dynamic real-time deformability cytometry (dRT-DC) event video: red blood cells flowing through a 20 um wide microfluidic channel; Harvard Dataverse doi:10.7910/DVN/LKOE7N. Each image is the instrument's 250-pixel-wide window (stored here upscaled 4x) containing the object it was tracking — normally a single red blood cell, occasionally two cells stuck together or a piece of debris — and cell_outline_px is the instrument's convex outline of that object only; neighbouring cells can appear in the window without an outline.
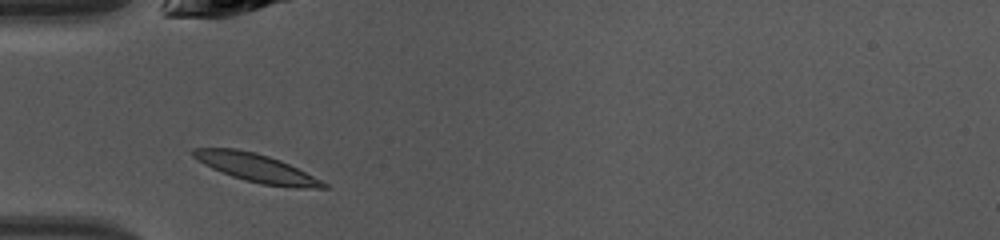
{"species": "common noctule bat (a hibernating species)", "species_latin": "Nyctalus noctula", "temperature_condition": "warm", "stored_images_in_passage": 33, "camera_frame_rate_fps": 3000, "um_per_image_px": 0.085, "animal": {"sex": "female", "body_mass_g": 10.0, "forearm_length_mm": 53.1}, "frame": {"image": 1, "passage_image": 1, "time_ms": 0.0, "image_size_px": [1000, 240], "cell_outline_px": [[328, 188], [296, 188], [260, 184], [244, 180], [232, 176], [212, 168], [204, 164], [192, 156], [192, 148], [236, 148], [256, 152], [280, 160], [328, 184]], "centroid_in_image_um": [21.76, 14.27], "position_along_channel_um": 63.2, "area_um2": 21.21}}
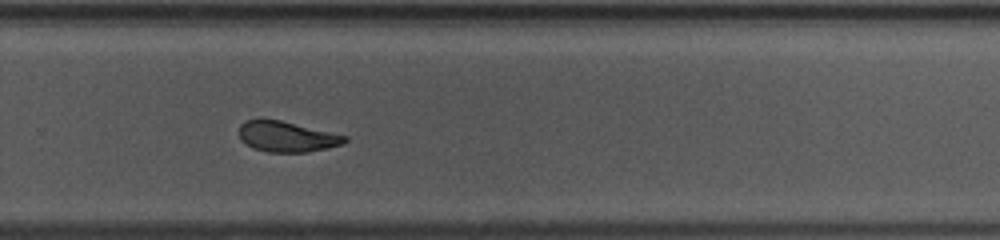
{"frame": {"image": 2, "passage_image": 18, "time_ms": 5.667, "image_size_px": [1000, 240], "cell_outline_px": [[348, 140], [344, 144], [328, 148], [308, 152], [268, 152], [252, 148], [244, 144], [240, 140], [240, 124], [244, 120], [280, 120], [348, 136]], "centroid_in_image_um": [24.39, 11.63], "position_along_channel_um": 305.4, "area_um2": 18.84}}
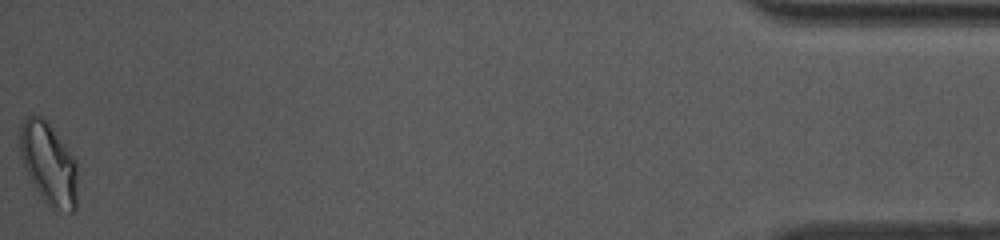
{"frame": {"image": 3, "passage_image": 33, "time_ms": 10.667, "image_size_px": [1000, 240], "cell_outline_px": [[76, 208], [72, 212], [68, 212], [52, 208], [40, 196], [32, 184], [24, 168], [20, 156], [20, 128], [24, 120], [28, 116], [40, 116], [52, 128], [76, 160]], "centroid_in_image_um": [4.12, 13.94], "position_along_channel_um": 431.1, "area_um2": 27.22}, "authors_computed_cell_mechanics": {"area_um2": 20.4034, "velocity_mm_per_s": 4.3076, "shape_relaxation_time_tau1_ms": 3.9622, "shape_relaxation_time_tau2_ms": 2.2293, "deformation_change_tau1": 0.1185, "deformation_change_tau2": 0.0749}}